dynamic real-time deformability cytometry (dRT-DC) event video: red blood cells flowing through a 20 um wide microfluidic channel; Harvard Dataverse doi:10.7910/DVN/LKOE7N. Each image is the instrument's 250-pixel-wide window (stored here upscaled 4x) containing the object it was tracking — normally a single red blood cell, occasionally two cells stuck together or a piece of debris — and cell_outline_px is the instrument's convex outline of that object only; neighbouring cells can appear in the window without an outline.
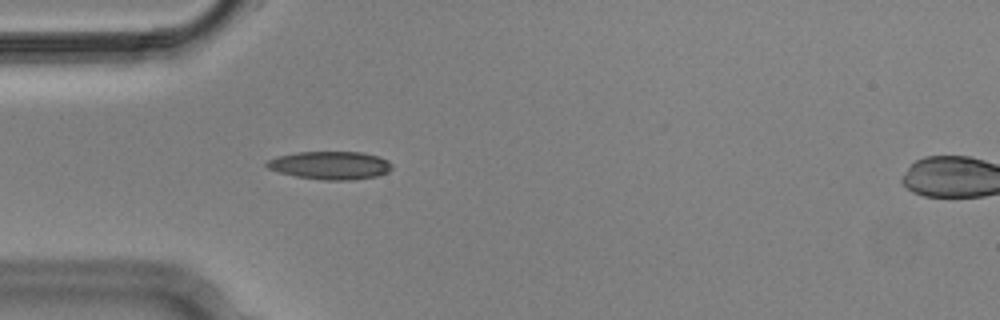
{"species": "Egyptian fruit bat (a non-hibernating species)", "species_latin": "Rousettus aegyptiacus", "temperature_condition": "cold", "stored_images_in_passage": 5, "camera_frame_rate_fps": 3000, "um_per_image_px": 0.085, "animal": {"sex": "male"}, "frame": {"image": 1, "passage_image": 4, "time_ms": 1.0, "image_size_px": [1000, 320], "cell_outline_px": [[392, 168], [388, 172], [376, 176], [352, 180], [324, 180], [296, 176], [280, 172], [268, 168], [264, 164], [268, 160], [280, 156], [296, 152], [364, 152], [380, 156], [388, 160], [392, 164]], "centroid_in_image_um": [28.12, 14.05], "position_along_channel_um": 56.9, "area_um2": 20.46}}